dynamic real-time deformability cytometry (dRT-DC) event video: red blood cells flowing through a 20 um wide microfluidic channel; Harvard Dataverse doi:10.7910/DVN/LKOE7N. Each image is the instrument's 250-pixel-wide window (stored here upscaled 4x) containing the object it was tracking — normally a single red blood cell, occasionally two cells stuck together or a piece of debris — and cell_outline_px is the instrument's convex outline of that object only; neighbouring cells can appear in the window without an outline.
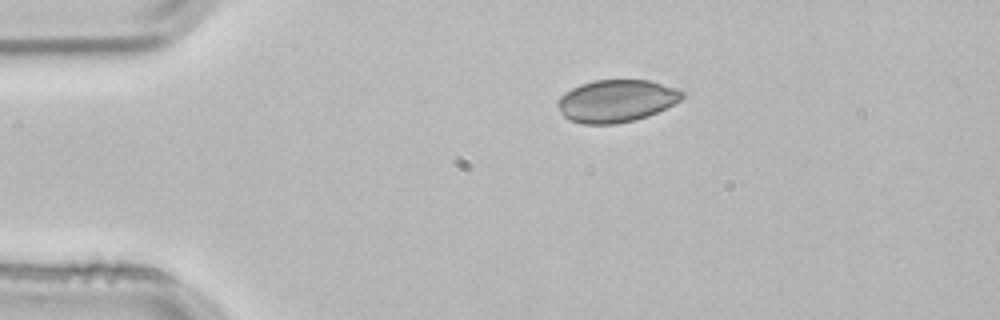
{"species": "common noctule bat (a hibernating species)", "species_latin": "Nyctalus noctula", "temperature_condition": "room temperature", "stored_images_in_passage": 43, "camera_frame_rate_fps": 3000, "um_per_image_px": 0.085, "animal": {"sex": "male", "body_mass_g": 21.5, "forearm_length_mm": 52.0}, "frame": {"image": 1, "passage_image": 1, "time_ms": 0.0, "image_size_px": [1000, 320], "cell_outline_px": [[684, 96], [680, 100], [648, 116], [636, 120], [616, 124], [584, 124], [568, 120], [560, 112], [556, 104], [556, 100], [564, 92], [580, 84], [592, 80], [648, 80], [676, 88], [684, 92]], "centroid_in_image_um": [52.33, 8.58], "position_along_channel_um": 32.7, "area_um2": 30.87}}
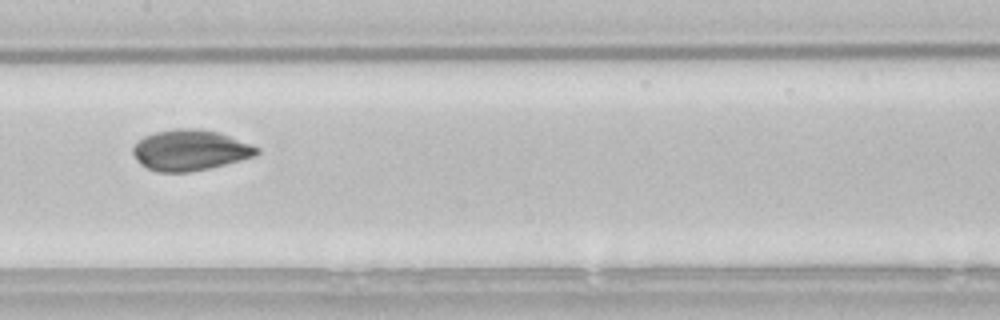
{"frame": {"image": 2, "passage_image": 17, "time_ms": 5.333, "image_size_px": [1000, 320], "cell_outline_px": [[260, 152], [256, 156], [208, 168], [188, 172], [156, 172], [140, 164], [136, 160], [132, 152], [132, 148], [144, 136], [156, 132], [176, 128], [200, 128], [220, 132], [252, 144], [260, 148]], "centroid_in_image_um": [16.18, 12.75], "position_along_channel_um": 191.2, "area_um2": 29.54}}
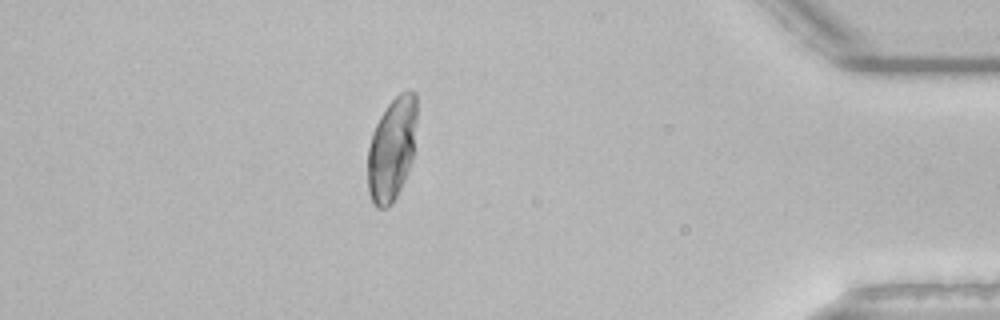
{"frame": {"image": 3, "passage_image": 37, "time_ms": 12.0, "image_size_px": [1000, 320], "cell_outline_px": [[416, 124], [412, 160], [408, 172], [392, 204], [388, 208], [376, 208], [372, 204], [368, 192], [368, 148], [372, 132], [380, 116], [388, 104], [400, 92], [408, 88], [416, 92]], "centroid_in_image_um": [33.3, 12.67], "position_along_channel_um": 401.9, "area_um2": 29.82}, "authors_computed_cell_mechanics": {"area_um2": 29.5358, "velocity_mm_per_s": 3.8273, "shape_relaxation_time_tau1_ms": 7.0208, "shape_relaxation_time_tau2_ms": null, "deformation_change_tau1": 0.2091, "deformation_change_tau2": null}}